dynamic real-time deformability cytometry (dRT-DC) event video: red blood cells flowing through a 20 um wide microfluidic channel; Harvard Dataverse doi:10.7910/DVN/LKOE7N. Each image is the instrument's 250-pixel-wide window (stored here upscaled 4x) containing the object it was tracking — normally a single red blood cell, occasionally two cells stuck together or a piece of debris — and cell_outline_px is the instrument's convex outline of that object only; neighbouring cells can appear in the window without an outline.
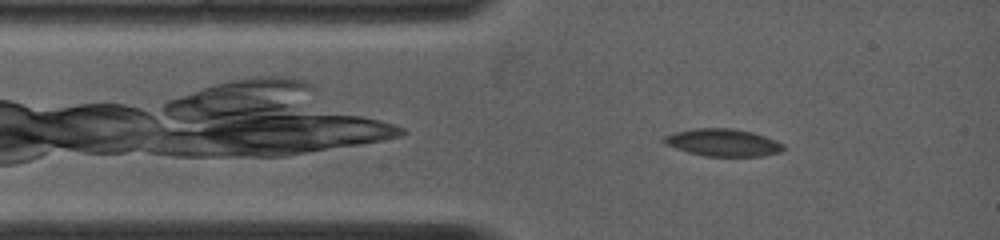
{"species": "common noctule bat (a hibernating species)", "species_latin": "Nyctalus noctula", "temperature_condition": "warm", "stored_images_in_passage": 62, "camera_frame_rate_fps": 5000, "um_per_image_px": 0.085, "animal": {"sex": "female", "body_mass_g": 19.0, "forearm_length_mm": 53.3}, "frame": {"image": 1, "passage_image": 4, "time_ms": 0.6, "image_size_px": [1000, 240], "cell_outline_px": [[784, 148], [780, 152], [760, 156], [704, 156], [688, 152], [676, 148], [668, 144], [664, 140], [664, 136], [676, 132], [696, 128], [732, 128], [752, 132], [776, 140], [784, 144]], "centroid_in_image_um": [61.49, 12.11], "position_along_channel_um": 23.5, "area_um2": 18.79}}
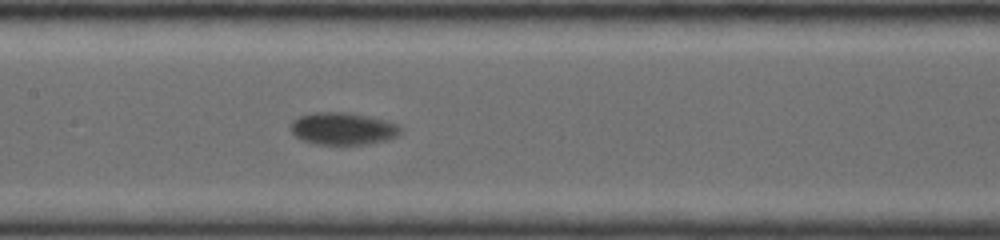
{"frame": {"image": 2, "passage_image": 26, "time_ms": 5.0, "image_size_px": [1000, 240], "cell_outline_px": [[400, 132], [396, 136], [384, 140], [364, 144], [316, 144], [304, 140], [296, 136], [292, 132], [292, 120], [300, 116], [312, 112], [344, 112], [364, 116], [396, 124], [400, 128]], "centroid_in_image_um": [29.08, 10.93], "position_along_channel_um": 178.3, "area_um2": 20.0}}
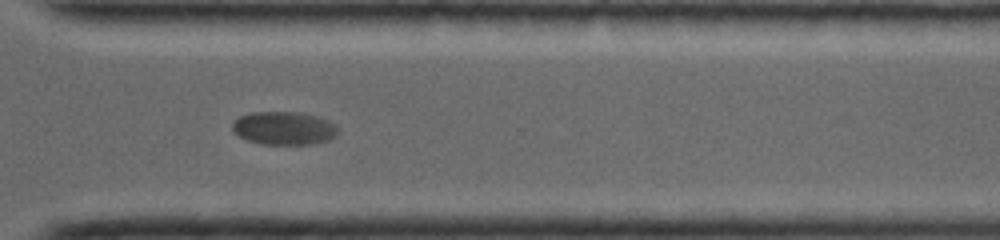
{"frame": {"image": 3, "passage_image": 48, "time_ms": 9.4, "image_size_px": [1000, 240], "cell_outline_px": [[336, 132], [328, 140], [308, 144], [264, 144], [248, 140], [240, 136], [232, 128], [232, 124], [240, 116], [248, 112], [300, 112], [316, 116], [332, 124], [336, 128]], "centroid_in_image_um": [24.07, 10.88], "position_along_channel_um": 346.5, "area_um2": 19.88}, "authors_computed_cell_mechanics": {"area_um2": 19.8832, "velocity_mm_per_s": 3.8198, "shape_relaxation_time_tau1_ms": 6.76, "shape_relaxation_time_tau2_ms": null, "deformation_change_tau1": 0.1545, "deformation_change_tau2": null}}